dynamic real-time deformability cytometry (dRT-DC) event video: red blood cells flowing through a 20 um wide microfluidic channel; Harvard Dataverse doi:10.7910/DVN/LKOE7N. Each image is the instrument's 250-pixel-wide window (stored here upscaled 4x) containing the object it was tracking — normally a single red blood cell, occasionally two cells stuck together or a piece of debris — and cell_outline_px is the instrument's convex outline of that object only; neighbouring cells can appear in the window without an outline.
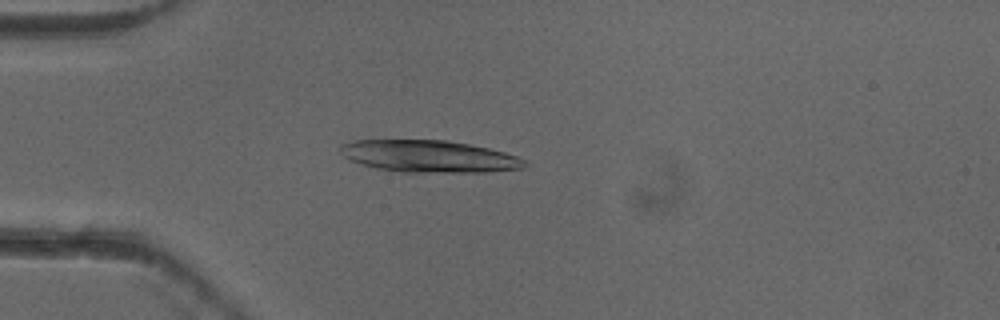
{"species": "common noctule bat (a hibernating species)", "species_latin": "Nyctalus noctula", "temperature_condition": "cold", "stored_images_in_passage": 4, "camera_frame_rate_fps": 3000, "um_per_image_px": 0.085, "animal": {"sex": "female"}, "frame": {"image": 1, "passage_image": 3, "time_ms": 0.667, "image_size_px": [1000, 320], "cell_outline_px": [[528, 164], [524, 168], [488, 172], [400, 172], [376, 168], [352, 160], [344, 156], [340, 152], [340, 144], [356, 140], [448, 140], [488, 148], [504, 152], [516, 156], [524, 160]], "centroid_in_image_um": [36.49, 13.29], "position_along_channel_um": 48.5, "area_um2": 34.28}}